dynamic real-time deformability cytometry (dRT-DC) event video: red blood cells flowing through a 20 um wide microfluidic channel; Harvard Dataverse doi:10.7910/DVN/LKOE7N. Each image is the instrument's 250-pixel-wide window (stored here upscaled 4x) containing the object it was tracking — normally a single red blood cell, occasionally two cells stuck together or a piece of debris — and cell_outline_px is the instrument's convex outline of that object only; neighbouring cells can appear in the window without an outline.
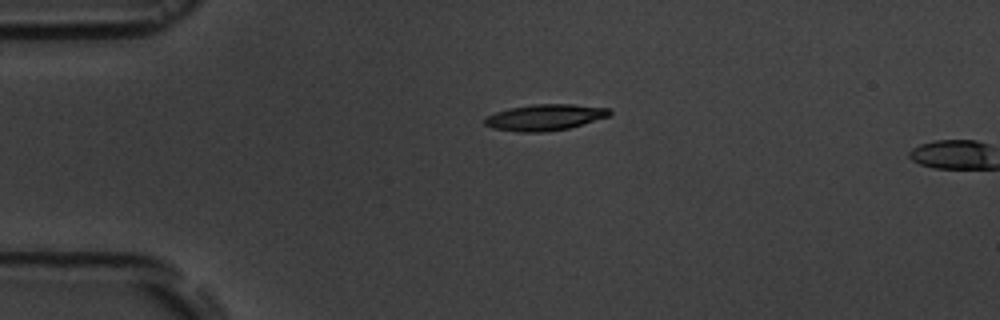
{"species": "common noctule bat (a hibernating species)", "species_latin": "Nyctalus noctula", "temperature_condition": "room temperature", "stored_images_in_passage": 2, "camera_frame_rate_fps": 3000, "um_per_image_px": 0.085, "animal": {"sex": "male", "body_mass_g": 19.5, "forearm_length_mm": 54.6}, "frame": {"image": 1, "passage_image": 2, "time_ms": 1.333, "image_size_px": [1000, 320], "cell_outline_px": [[612, 112], [608, 116], [568, 128], [544, 132], [516, 132], [492, 128], [484, 124], [484, 116], [508, 108], [532, 104], [572, 104], [608, 108]], "centroid_in_image_um": [46.24, 9.97], "position_along_channel_um": 38.8, "area_um2": 19.02}}